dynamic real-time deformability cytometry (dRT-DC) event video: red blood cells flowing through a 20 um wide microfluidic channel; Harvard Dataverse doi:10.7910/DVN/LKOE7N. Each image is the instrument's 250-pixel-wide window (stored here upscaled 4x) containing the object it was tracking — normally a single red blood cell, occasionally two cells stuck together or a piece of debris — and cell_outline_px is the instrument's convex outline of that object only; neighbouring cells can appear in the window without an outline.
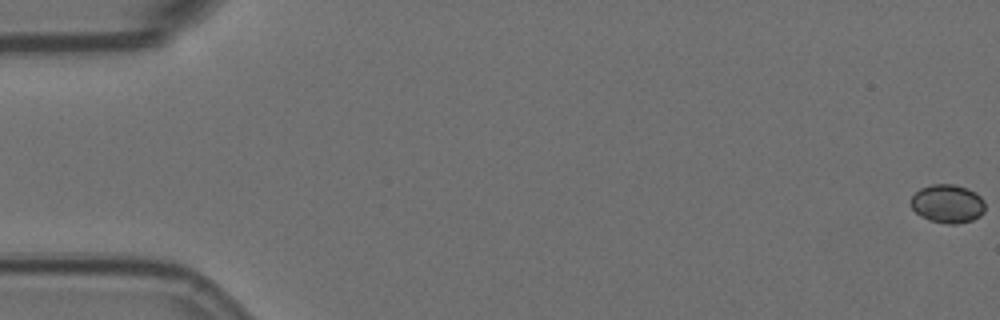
{"species": "Egyptian fruit bat (a non-hibernating species)", "species_latin": "Rousettus aegyptiacus", "temperature_condition": "room temperature", "stored_images_in_passage": 60, "segment_of_instrument_passage": [1, 2], "camera_frame_rate_fps": 3000, "um_per_image_px": 0.085, "animal": {"sex": "female"}, "frame": {"image": 1, "passage_image": 1, "time_ms": 0.0, "image_size_px": [1000, 320], "cell_outline_px": [[984, 212], [980, 216], [972, 220], [956, 224], [948, 224], [932, 220], [920, 216], [912, 208], [912, 196], [920, 188], [932, 184], [952, 184], [968, 188], [976, 192], [984, 200]], "centroid_in_image_um": [80.57, 17.3], "position_along_channel_um": 4.4, "area_um2": 16.59}}
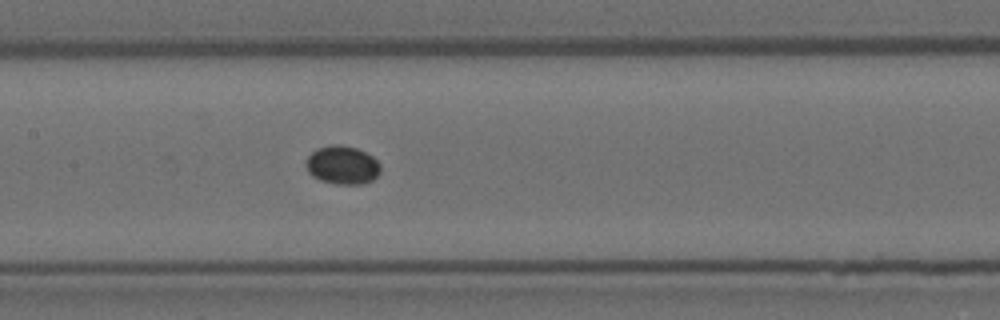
{"frame": {"image": 2, "passage_image": 29, "time_ms": 9.333, "image_size_px": [1000, 320], "cell_outline_px": [[380, 172], [372, 180], [364, 184], [336, 184], [320, 180], [312, 176], [308, 172], [304, 164], [308, 156], [316, 148], [328, 144], [340, 144], [356, 148], [372, 156], [380, 164]], "centroid_in_image_um": [29.07, 14.02], "position_along_channel_um": 178.3, "area_um2": 16.88}}
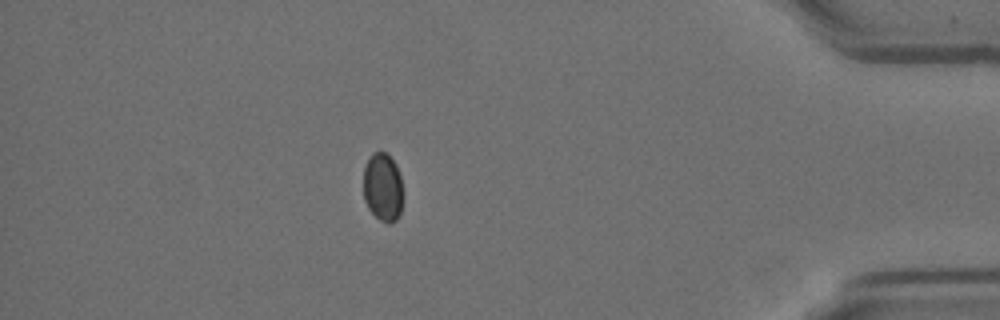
{"frame": {"image": 3, "passage_image": 52, "time_ms": 17.0, "image_size_px": [1000, 320], "cell_outline_px": [[404, 200], [400, 212], [396, 220], [388, 224], [380, 220], [368, 208], [364, 200], [364, 168], [372, 152], [388, 152], [396, 164], [400, 176]], "centroid_in_image_um": [32.56, 15.91], "position_along_channel_um": 402.6, "area_um2": 16.01}}